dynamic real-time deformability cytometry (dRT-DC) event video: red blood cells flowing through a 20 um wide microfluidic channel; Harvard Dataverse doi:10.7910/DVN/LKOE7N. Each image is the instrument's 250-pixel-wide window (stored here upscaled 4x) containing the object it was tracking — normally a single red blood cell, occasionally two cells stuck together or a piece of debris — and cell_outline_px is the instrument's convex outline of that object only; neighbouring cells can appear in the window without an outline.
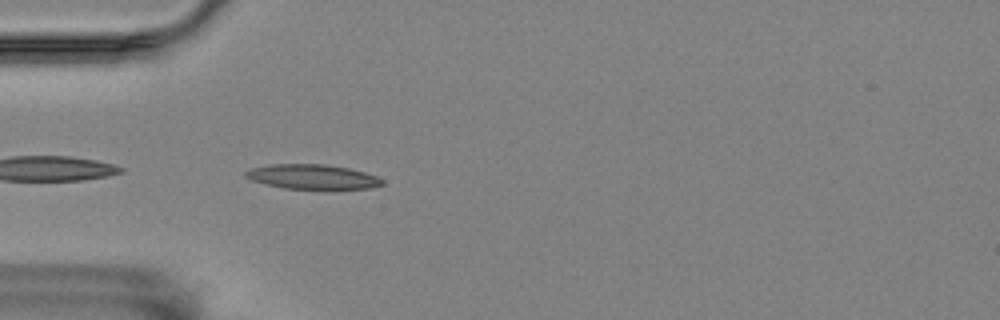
{"species": "Egyptian fruit bat (a non-hibernating species)", "species_latin": "Rousettus aegyptiacus", "temperature_condition": "room temperature", "stored_images_in_passage": 26, "camera_frame_rate_fps": 3000, "um_per_image_px": 0.085, "animal": {"sex": "female"}, "frame": {"image": 1, "passage_image": 2, "time_ms": 0.333, "image_size_px": [1000, 320], "cell_outline_px": [[384, 184], [372, 188], [332, 192], [284, 188], [252, 180], [244, 176], [244, 172], [248, 168], [272, 164], [324, 164], [348, 168], [364, 172], [376, 176], [384, 180]], "centroid_in_image_um": [26.63, 15.07], "position_along_channel_um": 58.4, "area_um2": 20.63}}
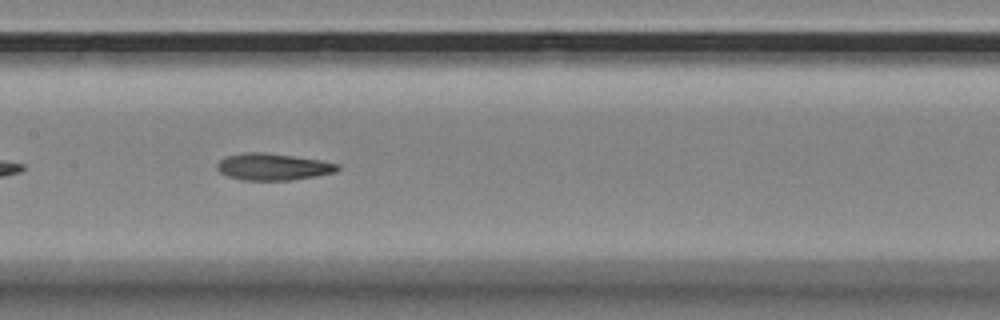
{"frame": {"image": 2, "passage_image": 13, "time_ms": 4.0, "image_size_px": [1000, 320], "cell_outline_px": [[340, 168], [336, 172], [316, 176], [292, 180], [240, 180], [228, 176], [220, 172], [216, 168], [216, 164], [220, 160], [228, 156], [244, 152], [264, 152], [320, 160], [340, 164]], "centroid_in_image_um": [23.21, 14.18], "position_along_channel_um": 184.2, "area_um2": 18.84}}
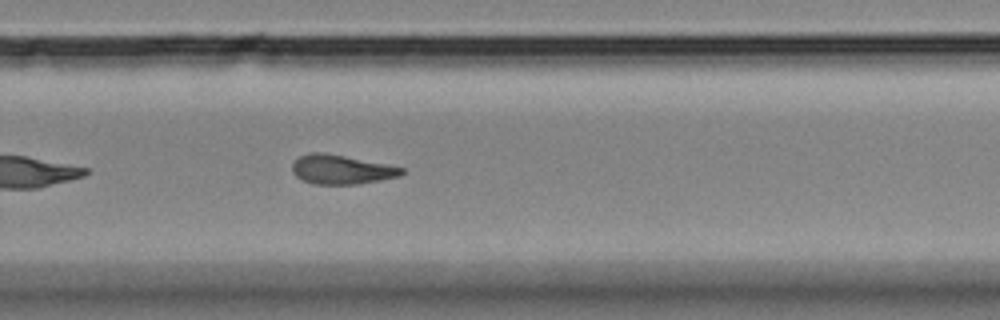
{"frame": {"image": 3, "passage_image": 23, "time_ms": 7.333, "image_size_px": [1000, 320], "cell_outline_px": [[404, 172], [400, 176], [356, 184], [316, 184], [300, 180], [292, 172], [292, 164], [300, 156], [312, 152], [324, 152], [388, 164], [404, 168]], "centroid_in_image_um": [29.0, 14.4], "position_along_channel_um": 300.8, "area_um2": 18.61}}